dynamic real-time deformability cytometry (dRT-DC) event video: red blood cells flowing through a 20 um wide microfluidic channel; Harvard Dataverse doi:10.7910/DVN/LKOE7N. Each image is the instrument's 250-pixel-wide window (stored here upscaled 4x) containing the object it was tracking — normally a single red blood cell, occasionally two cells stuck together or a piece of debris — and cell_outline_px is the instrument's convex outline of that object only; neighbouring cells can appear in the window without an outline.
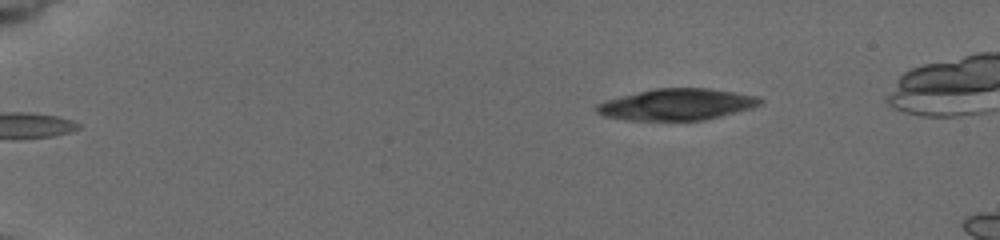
{"species": "common noctule bat (a hibernating species)", "species_latin": "Nyctalus noctula", "temperature_condition": "cold", "stored_images_in_passage": 11, "camera_frame_rate_fps": 3000, "um_per_image_px": 0.085, "animal": {"sex": "female", "body_mass_g": 19.5, "forearm_length_mm": 54.1}, "frame": {"image": 1, "passage_image": 1, "time_ms": 0.0, "image_size_px": [1000, 240], "cell_outline_px": [[764, 100], [760, 104], [752, 108], [704, 120], [628, 120], [604, 116], [596, 112], [596, 104], [608, 100], [656, 88], [712, 88], [760, 96]], "centroid_in_image_um": [57.6, 8.87], "position_along_channel_um": 27.4, "area_um2": 29.77}}